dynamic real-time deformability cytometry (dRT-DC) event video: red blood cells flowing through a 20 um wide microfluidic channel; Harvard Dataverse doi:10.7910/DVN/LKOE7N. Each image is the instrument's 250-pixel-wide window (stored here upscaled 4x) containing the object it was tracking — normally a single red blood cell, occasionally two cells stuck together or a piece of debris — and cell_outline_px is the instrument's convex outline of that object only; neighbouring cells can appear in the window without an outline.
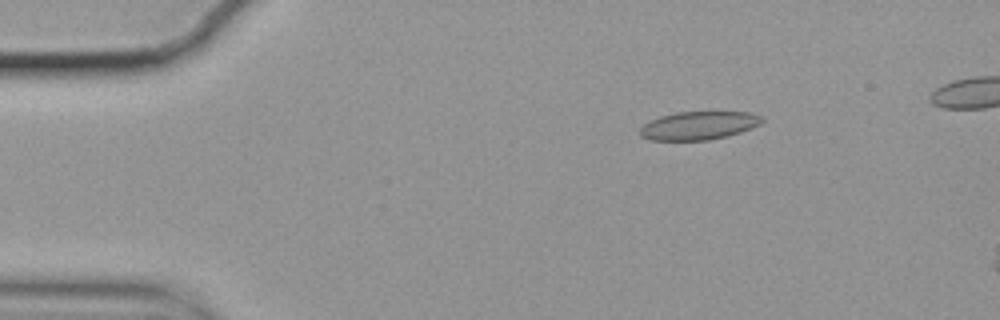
{"species": "common noctule bat (a hibernating species)", "species_latin": "Nyctalus noctula", "temperature_condition": "cold", "stored_images_in_passage": 54, "camera_frame_rate_fps": 3000, "um_per_image_px": 0.085, "animal": {"sex": "female", "body_mass_g": 19.9}, "frame": {"image": 1, "passage_image": 9, "time_ms": 2.667, "image_size_px": [1000, 320], "cell_outline_px": [[764, 120], [760, 124], [752, 128], [728, 136], [708, 140], [652, 140], [640, 136], [640, 128], [644, 124], [660, 116], [676, 112], [748, 112], [760, 116]], "centroid_in_image_um": [59.39, 10.67], "position_along_channel_um": 25.6, "area_um2": 20.0}}
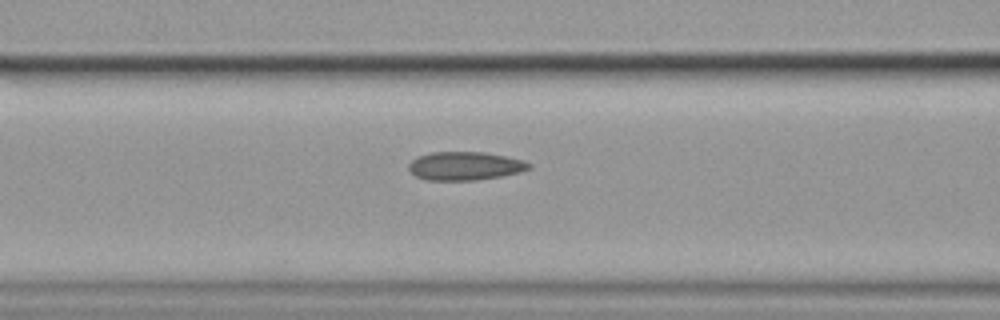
{"frame": {"image": 2, "passage_image": 23, "time_ms": 7.333, "image_size_px": [1000, 320], "cell_outline_px": [[532, 168], [520, 172], [500, 176], [476, 180], [428, 180], [416, 176], [408, 168], [408, 164], [416, 156], [432, 152], [484, 152], [524, 160], [532, 164]], "centroid_in_image_um": [39.53, 14.1], "position_along_channel_um": 127.1, "area_um2": 19.94}}
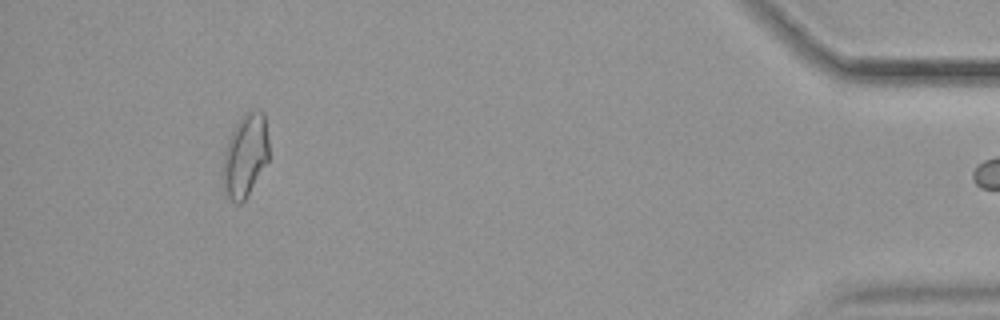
{"frame": {"image": 3, "passage_image": 53, "time_ms": 17.333, "image_size_px": [1000, 320], "cell_outline_px": [[268, 160], [244, 200], [240, 204], [236, 204], [224, 196], [224, 152], [228, 140], [236, 124], [244, 112], [252, 108], [260, 108], [264, 112], [268, 140]], "centroid_in_image_um": [20.85, 13.17], "position_along_channel_um": 414.3, "area_um2": 22.2}}